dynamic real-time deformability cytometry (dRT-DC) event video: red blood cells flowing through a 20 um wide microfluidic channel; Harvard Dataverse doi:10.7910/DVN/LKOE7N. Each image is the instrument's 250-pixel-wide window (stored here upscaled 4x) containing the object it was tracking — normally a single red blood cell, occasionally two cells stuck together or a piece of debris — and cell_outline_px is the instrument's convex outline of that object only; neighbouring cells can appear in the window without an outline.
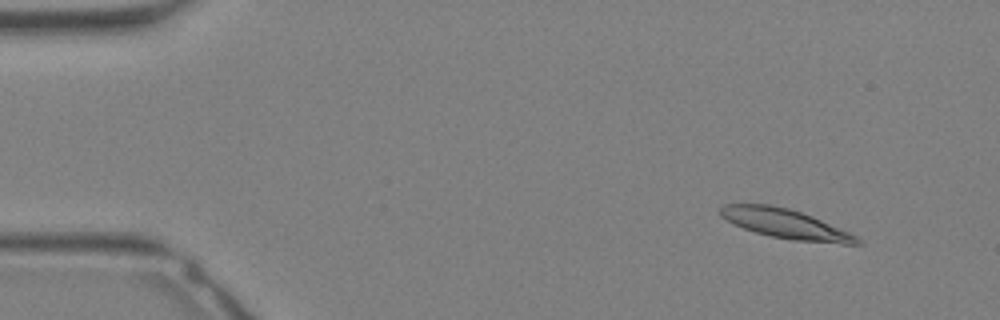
{"species": "Egyptian fruit bat (a non-hibernating species)", "species_latin": "Rousettus aegyptiacus", "temperature_condition": "warm", "stored_images_in_passage": 13, "camera_frame_rate_fps": 3000, "um_per_image_px": 0.085, "animal": {"sex": "female"}, "frame": {"image": 1, "passage_image": 4, "time_ms": 1.0, "image_size_px": [1000, 320], "cell_outline_px": [[864, 244], [844, 244], [792, 240], [772, 236], [756, 232], [744, 228], [720, 216], [720, 208], [724, 204], [768, 204], [788, 208], [812, 216], [848, 232], [856, 236]], "centroid_in_image_um": [66.77, 19.02], "position_along_channel_um": 18.2, "area_um2": 23.06}}
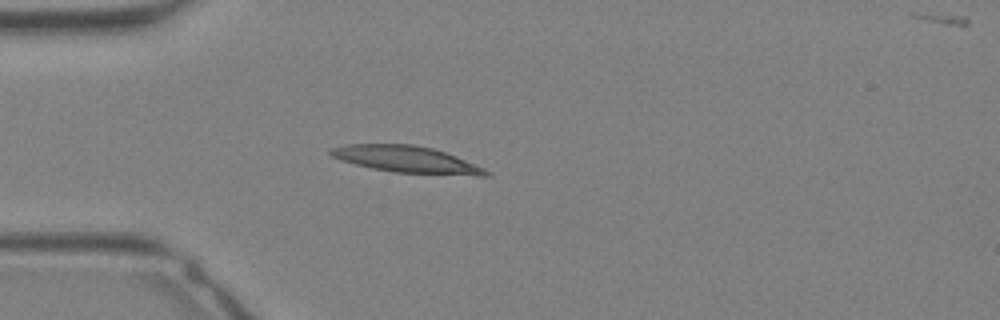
{"frame": {"image": 2, "passage_image": 10, "time_ms": 3.0, "image_size_px": [1000, 320], "cell_outline_px": [[492, 176], [476, 176], [392, 172], [372, 168], [340, 160], [332, 156], [328, 152], [332, 148], [348, 144], [412, 144], [432, 148], [456, 156], [484, 168], [492, 172]], "centroid_in_image_um": [34.61, 13.56], "position_along_channel_um": 50.4, "area_um2": 24.16}}
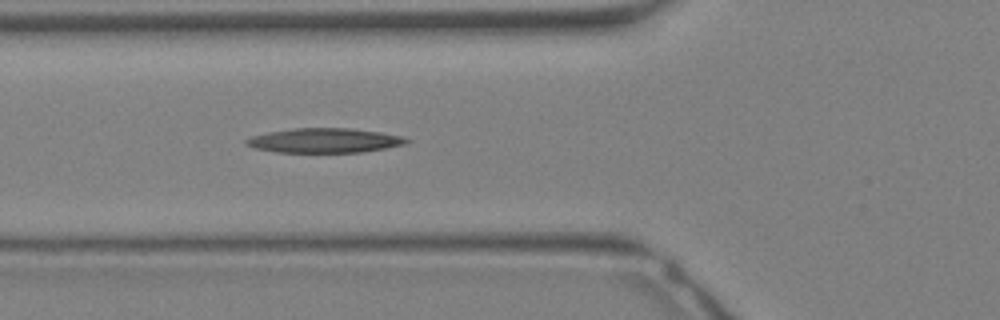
{"frame": {"image": 3, "passage_image": 13, "time_ms": 4.0, "image_size_px": [1000, 320], "cell_outline_px": [[412, 140], [404, 144], [384, 148], [360, 152], [276, 152], [256, 148], [244, 144], [244, 140], [248, 136], [268, 132], [292, 128], [352, 128], [380, 132], [404, 136]], "centroid_in_image_um": [27.55, 11.93], "position_along_channel_um": 98.3, "area_um2": 23.0}}